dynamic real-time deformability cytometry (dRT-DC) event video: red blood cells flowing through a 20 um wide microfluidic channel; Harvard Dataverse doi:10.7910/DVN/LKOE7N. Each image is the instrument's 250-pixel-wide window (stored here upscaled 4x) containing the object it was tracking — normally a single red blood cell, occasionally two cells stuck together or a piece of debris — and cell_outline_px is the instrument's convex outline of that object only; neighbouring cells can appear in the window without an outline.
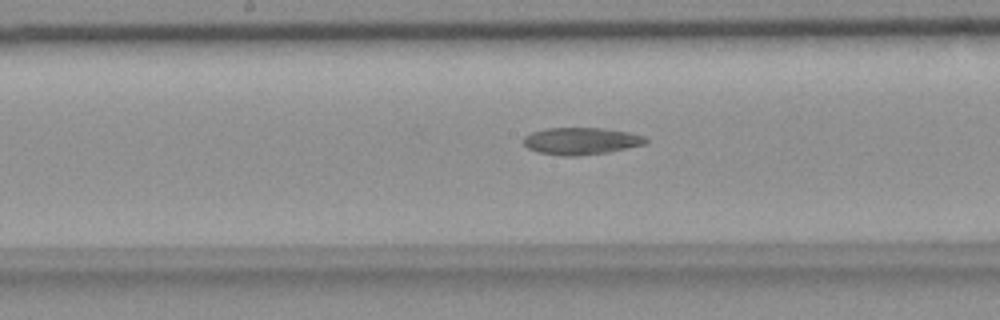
{"species": "common noctule bat (a hibernating species)", "species_latin": "Nyctalus noctula", "temperature_condition": "room temperature", "stored_images_in_passage": 44, "camera_frame_rate_fps": 3000, "um_per_image_px": 0.085, "animal": {"sex": "female", "body_mass_g": 18.4}, "frame": {"image": 1, "passage_image": 24, "time_ms": 7.667, "image_size_px": [1000, 320], "cell_outline_px": [[648, 144], [608, 152], [576, 156], [564, 156], [540, 152], [528, 148], [524, 144], [524, 136], [532, 132], [544, 128], [600, 128], [628, 132], [644, 136], [648, 140]], "centroid_in_image_um": [49.42, 11.98], "position_along_channel_um": 198.8, "area_um2": 19.25}}
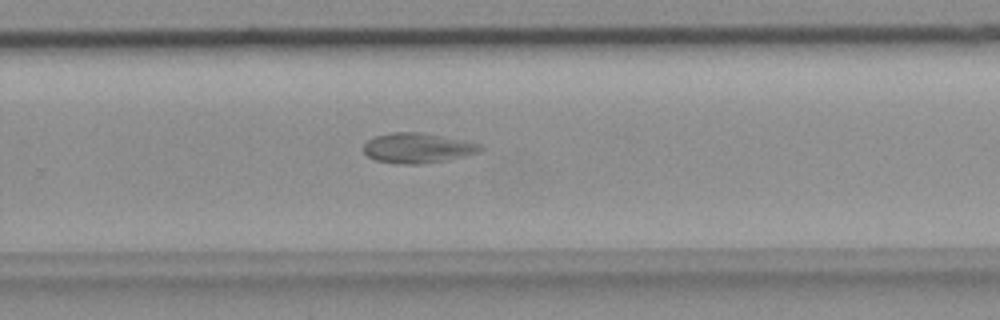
{"frame": {"image": 2, "passage_image": 32, "time_ms": 10.333, "image_size_px": [1000, 320], "cell_outline_px": [[484, 148], [480, 152], [448, 160], [420, 164], [396, 164], [376, 160], [368, 156], [364, 152], [364, 144], [372, 136], [388, 132], [424, 132], [484, 144]], "centroid_in_image_um": [35.52, 12.57], "position_along_channel_um": 294.3, "area_um2": 20.87}}
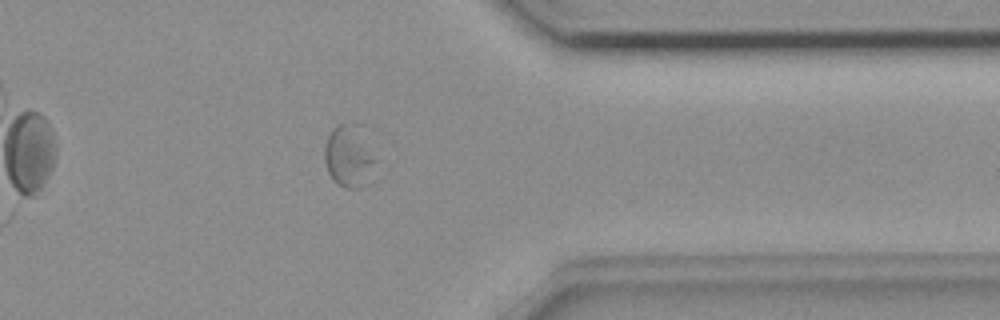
{"frame": {"image": 3, "passage_image": 40, "time_ms": 13.0, "image_size_px": [1000, 320], "cell_outline_px": [[380, 160], [356, 188], [344, 188], [328, 172], [324, 160], [324, 148], [328, 136], [332, 128], [336, 124], [344, 124]], "centroid_in_image_um": [29.56, 13.37], "position_along_channel_um": 381.8, "area_um2": 16.42}, "authors_computed_cell_mechanics": {"area_um2": 19.5653, "velocity_mm_per_s": 3.5936, "shape_relaxation_time_tau1_ms": null, "shape_relaxation_time_tau2_ms": 3.338, "deformation_change_tau1": null, "deformation_change_tau2": 0.0648}}